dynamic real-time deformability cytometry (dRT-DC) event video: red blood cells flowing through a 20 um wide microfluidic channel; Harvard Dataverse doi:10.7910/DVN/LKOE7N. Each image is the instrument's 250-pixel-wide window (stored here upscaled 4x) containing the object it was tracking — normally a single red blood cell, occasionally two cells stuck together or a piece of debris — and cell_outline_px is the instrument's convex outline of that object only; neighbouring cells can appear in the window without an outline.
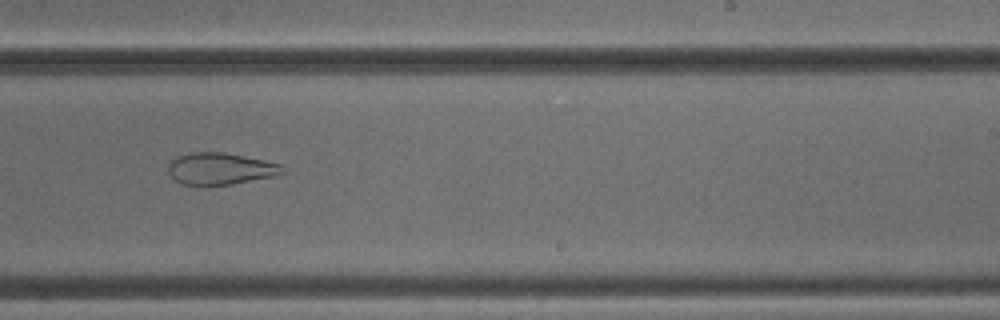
{"species": "common noctule bat (a hibernating species)", "species_latin": "Nyctalus noctula", "temperature_condition": "cold", "stored_images_in_passage": 52, "camera_frame_rate_fps": 3000, "um_per_image_px": 0.085, "animal": {"sex": "male", "body_mass_g": 18.8}, "frame": {"image": 1, "passage_image": 33, "time_ms": 10.667, "image_size_px": [1000, 320], "cell_outline_px": [[288, 172], [276, 176], [232, 184], [208, 188], [180, 184], [168, 172], [168, 164], [176, 156], [192, 152], [224, 152], [284, 164]], "centroid_in_image_um": [18.76, 14.37], "position_along_channel_um": 270.2, "area_um2": 22.08}}
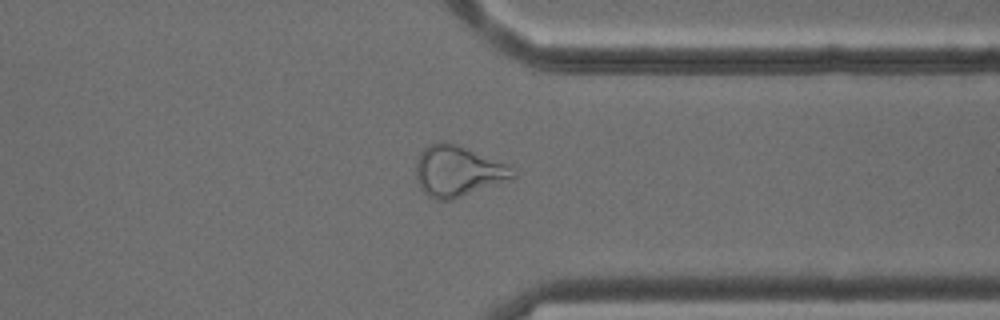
{"frame": {"image": 2, "passage_image": 41, "time_ms": 13.333, "image_size_px": [1000, 320], "cell_outline_px": [[516, 176], [508, 180], [452, 200], [436, 200], [428, 196], [420, 188], [416, 176], [416, 160], [420, 152], [428, 144], [436, 140], [444, 140], [468, 148], [512, 164]], "centroid_in_image_um": [38.92, 14.51], "position_along_channel_um": 372.5, "area_um2": 29.25}}
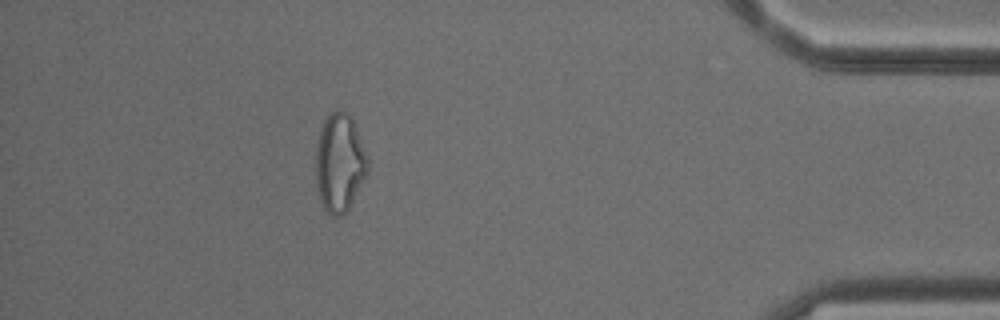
{"frame": {"image": 3, "passage_image": 47, "time_ms": 15.333, "image_size_px": [1000, 320], "cell_outline_px": [[368, 172], [348, 208], [340, 216], [332, 216], [324, 208], [320, 200], [316, 180], [316, 148], [320, 128], [324, 120], [336, 108], [340, 108], [352, 116], [368, 156]], "centroid_in_image_um": [28.87, 13.78], "position_along_channel_um": 406.3, "area_um2": 29.82}, "authors_computed_cell_mechanics": {"area_um2": 29.8248, "velocity_mm_per_s": 3.9038, "shape_relaxation_time_tau1_ms": null, "shape_relaxation_time_tau2_ms": 2.7211, "deformation_change_tau1": null, "deformation_change_tau2": 0.1208}}